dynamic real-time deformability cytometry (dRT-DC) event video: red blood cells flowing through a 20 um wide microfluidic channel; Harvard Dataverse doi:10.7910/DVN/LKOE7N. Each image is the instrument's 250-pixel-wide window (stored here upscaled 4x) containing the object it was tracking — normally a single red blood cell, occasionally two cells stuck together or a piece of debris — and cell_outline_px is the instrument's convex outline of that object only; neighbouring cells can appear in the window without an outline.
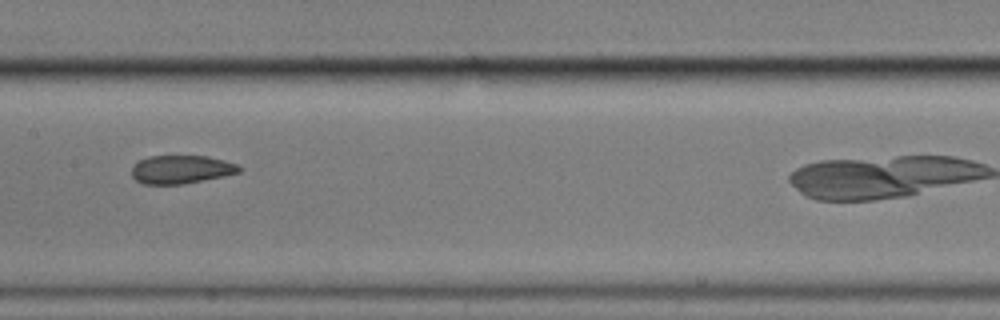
{"species": "common noctule bat (a hibernating species)", "species_latin": "Nyctalus noctula", "temperature_condition": "cold", "stored_images_in_passage": 9, "camera_frame_rate_fps": 3000, "um_per_image_px": 0.085, "animal": {"sex": "male", "body_mass_g": 17.9}, "frame": {"image": 1, "passage_image": 6, "time_ms": 5.667, "image_size_px": [1000, 320], "cell_outline_px": [[244, 168], [240, 172], [224, 176], [180, 184], [144, 184], [136, 180], [132, 176], [132, 164], [148, 156], [208, 156], [224, 160], [236, 164]], "centroid_in_image_um": [15.4, 14.39], "position_along_channel_um": 192.0, "area_um2": 17.74}}
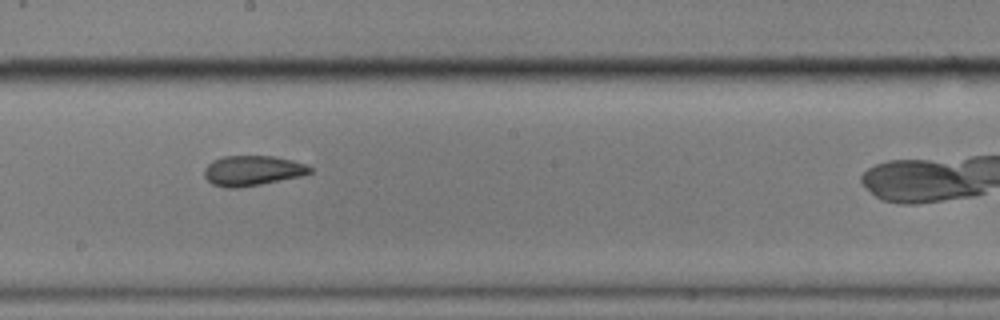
{"frame": {"image": 2, "passage_image": 7, "time_ms": 6.667, "image_size_px": [1000, 320], "cell_outline_px": [[312, 172], [300, 176], [240, 188], [224, 188], [212, 184], [204, 176], [204, 168], [212, 160], [224, 156], [272, 156], [292, 160], [304, 164], [312, 168]], "centroid_in_image_um": [21.41, 14.51], "position_along_channel_um": 226.8, "area_um2": 18.5}}
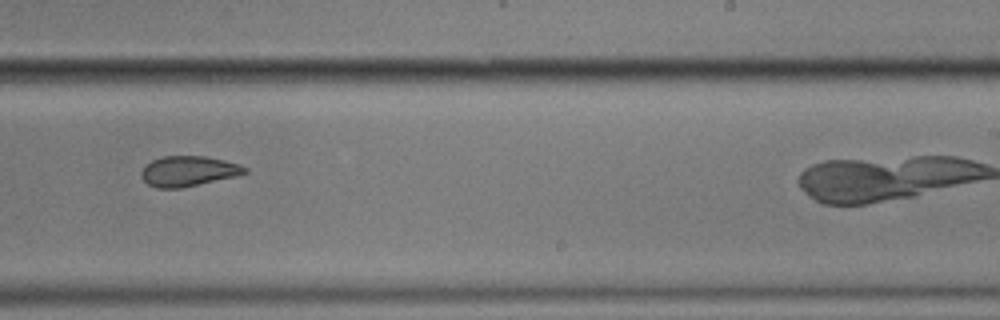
{"frame": {"image": 3, "passage_image": 8, "time_ms": 8.0, "image_size_px": [1000, 320], "cell_outline_px": [[248, 172], [236, 176], [180, 188], [156, 188], [148, 184], [140, 176], [140, 172], [152, 160], [164, 156], [204, 156], [224, 160], [240, 164], [248, 168]], "centroid_in_image_um": [16.02, 14.54], "position_along_channel_um": 273.0, "area_um2": 18.15}}